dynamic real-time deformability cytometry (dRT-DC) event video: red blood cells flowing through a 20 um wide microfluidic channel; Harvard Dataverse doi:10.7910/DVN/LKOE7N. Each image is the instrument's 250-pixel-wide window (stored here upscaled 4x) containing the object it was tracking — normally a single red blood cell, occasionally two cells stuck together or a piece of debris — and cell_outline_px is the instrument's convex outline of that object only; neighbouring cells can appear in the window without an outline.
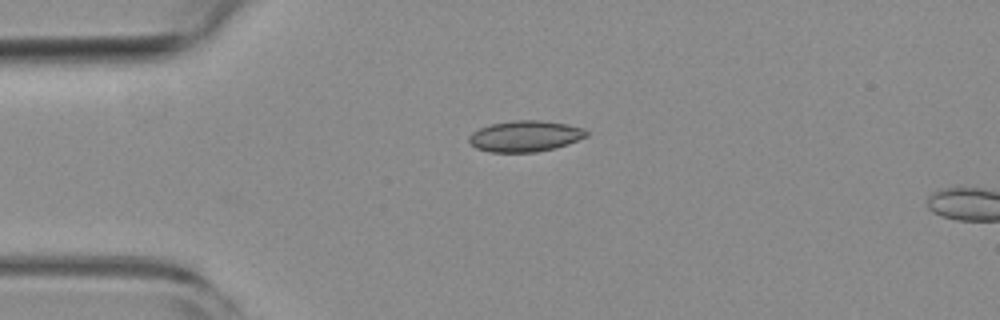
{"species": "common noctule bat (a hibernating species)", "species_latin": "Nyctalus noctula", "temperature_condition": "room temperature", "stored_images_in_passage": 4, "camera_frame_rate_fps": 3000, "um_per_image_px": 0.085, "animal": {"sex": "female", "body_mass_g": 19.3, "forearm_length_mm": 54.1}, "frame": {"image": 1, "passage_image": 1, "time_ms": 0.0, "image_size_px": [1000, 320], "cell_outline_px": [[588, 136], [568, 144], [556, 148], [536, 152], [488, 152], [476, 148], [468, 140], [468, 136], [472, 132], [480, 128], [492, 124], [512, 120], [540, 120], [568, 124], [584, 128], [588, 132]], "centroid_in_image_um": [44.65, 11.57], "position_along_channel_um": 40.3, "area_um2": 21.39}}